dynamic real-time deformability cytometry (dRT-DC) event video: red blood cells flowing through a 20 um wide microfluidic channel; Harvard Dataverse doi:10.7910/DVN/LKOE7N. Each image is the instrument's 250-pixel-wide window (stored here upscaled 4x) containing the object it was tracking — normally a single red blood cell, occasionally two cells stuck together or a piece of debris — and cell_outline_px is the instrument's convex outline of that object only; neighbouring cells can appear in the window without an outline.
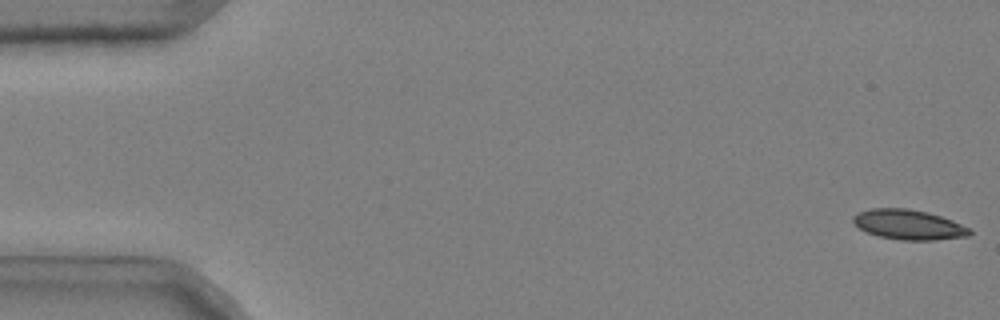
{"species": "common noctule bat (a hibernating species)", "species_latin": "Nyctalus noctula", "temperature_condition": "cold", "stored_images_in_passage": 52, "camera_frame_rate_fps": 3000, "um_per_image_px": 0.085, "animal": {"sex": "male", "body_mass_g": 20.4}, "frame": {"image": 1, "passage_image": 1, "time_ms": 0.0, "image_size_px": [1000, 320], "cell_outline_px": [[972, 232], [968, 236], [936, 240], [900, 240], [876, 236], [860, 228], [852, 220], [852, 216], [860, 212], [872, 208], [908, 208], [928, 212], [952, 220], [968, 228]], "centroid_in_image_um": [77.22, 19.09], "position_along_channel_um": 7.8, "area_um2": 20.23}}
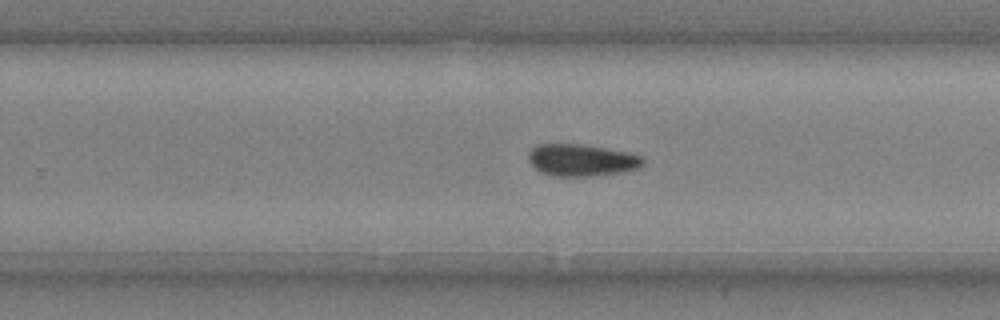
{"frame": {"image": 2, "passage_image": 34, "time_ms": 11.0, "image_size_px": [1000, 320], "cell_outline_px": [[644, 164], [640, 168], [624, 172], [596, 176], [552, 176], [540, 172], [528, 160], [528, 152], [536, 144], [580, 144], [628, 152], [644, 156]], "centroid_in_image_um": [49.46, 13.62], "position_along_channel_um": 280.3, "area_um2": 21.62}}
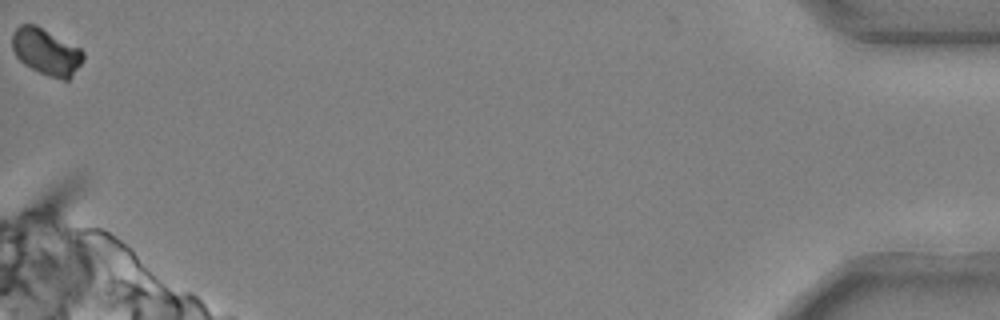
{"frame": {"image": 3, "passage_image": 52, "time_ms": 17.0, "image_size_px": [1000, 320], "cell_outline_px": [[84, 60], [72, 76], [68, 80], [64, 80], [48, 76], [24, 64], [16, 56], [12, 48], [12, 32], [20, 24], [36, 24], [80, 48], [84, 52]], "centroid_in_image_um": [3.93, 4.39], "position_along_channel_um": 431.3, "area_um2": 19.31}}